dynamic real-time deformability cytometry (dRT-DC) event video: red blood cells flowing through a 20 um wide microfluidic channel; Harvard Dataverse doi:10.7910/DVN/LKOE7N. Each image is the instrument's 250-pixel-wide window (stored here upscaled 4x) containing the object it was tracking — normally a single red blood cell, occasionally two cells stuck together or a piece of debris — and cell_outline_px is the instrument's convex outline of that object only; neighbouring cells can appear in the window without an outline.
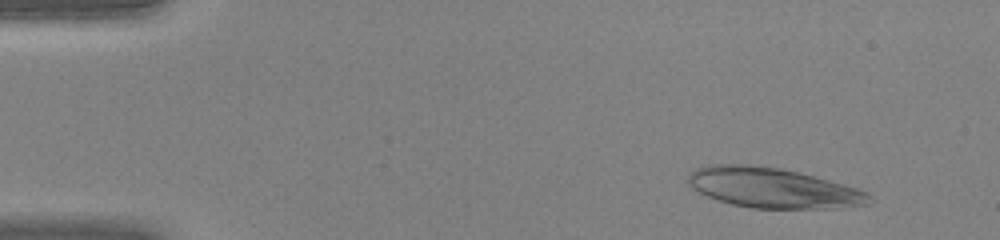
{"species": "human", "species_latin": "Homo sapiens", "temperature_condition": "warm", "stored_images_in_passage": 40, "camera_frame_rate_fps": 3000, "um_per_image_px": 0.085, "donor": {"sex": "female"}, "frame": {"image": 1, "passage_image": 1, "time_ms": 0.0, "image_size_px": [1000, 240], "cell_outline_px": [[872, 200], [868, 204], [840, 208], [752, 208], [732, 204], [708, 196], [692, 188], [688, 184], [688, 176], [696, 168], [716, 164], [748, 164], [780, 168], [828, 180], [856, 188], [868, 192]], "centroid_in_image_um": [65.7, 15.97], "position_along_channel_um": 19.3, "area_um2": 41.85}}
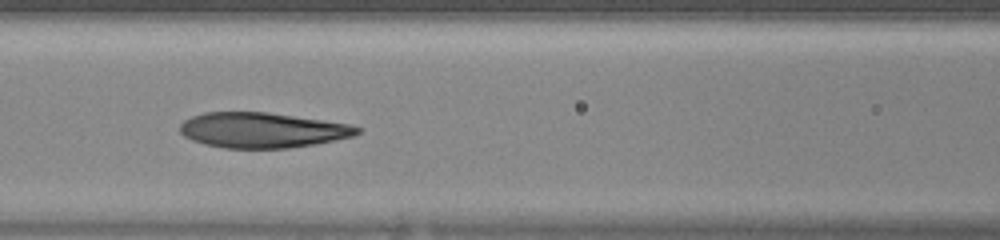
{"frame": {"image": 2, "passage_image": 16, "time_ms": 5.0, "image_size_px": [1000, 240], "cell_outline_px": [[360, 132], [352, 136], [312, 144], [288, 148], [224, 148], [204, 144], [192, 140], [184, 136], [180, 132], [180, 124], [184, 120], [192, 116], [204, 112], [268, 112], [348, 124], [360, 128]], "centroid_in_image_um": [22.22, 11.06], "position_along_channel_um": 144.4, "area_um2": 36.07}}
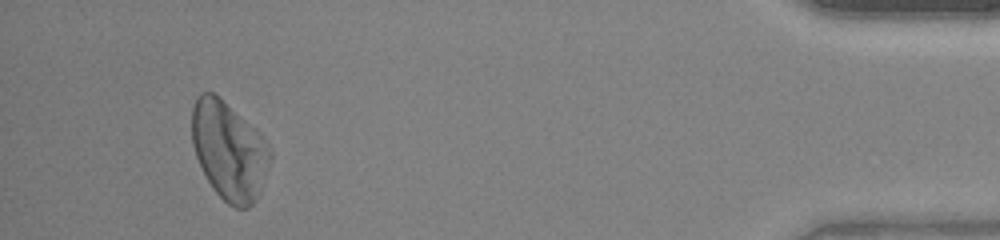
{"frame": {"image": 3, "passage_image": 38, "time_ms": 12.333, "image_size_px": [1000, 240], "cell_outline_px": [[272, 160], [260, 192], [256, 200], [248, 208], [236, 208], [228, 204], [216, 192], [208, 180], [196, 156], [192, 144], [192, 108], [200, 92], [212, 92], [220, 96], [264, 140], [272, 152]], "centroid_in_image_um": [19.46, 12.83], "position_along_channel_um": 415.7, "area_um2": 44.33}}